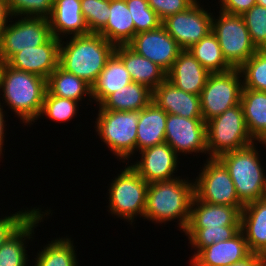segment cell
<instances>
[{
  "label": "cell",
  "mask_w": 266,
  "mask_h": 266,
  "mask_svg": "<svg viewBox=\"0 0 266 266\" xmlns=\"http://www.w3.org/2000/svg\"><path fill=\"white\" fill-rule=\"evenodd\" d=\"M194 196V183L180 177L150 183L143 217L161 224L178 218L180 230L185 231Z\"/></svg>",
  "instance_id": "3"
},
{
  "label": "cell",
  "mask_w": 266,
  "mask_h": 266,
  "mask_svg": "<svg viewBox=\"0 0 266 266\" xmlns=\"http://www.w3.org/2000/svg\"><path fill=\"white\" fill-rule=\"evenodd\" d=\"M1 103H0V156H1V153H2V147H3V141H4V127H5V121H4V112H3V108L1 107Z\"/></svg>",
  "instance_id": "44"
},
{
  "label": "cell",
  "mask_w": 266,
  "mask_h": 266,
  "mask_svg": "<svg viewBox=\"0 0 266 266\" xmlns=\"http://www.w3.org/2000/svg\"><path fill=\"white\" fill-rule=\"evenodd\" d=\"M132 82L123 62L113 53L91 86V98L101 104L110 94Z\"/></svg>",
  "instance_id": "28"
},
{
  "label": "cell",
  "mask_w": 266,
  "mask_h": 266,
  "mask_svg": "<svg viewBox=\"0 0 266 266\" xmlns=\"http://www.w3.org/2000/svg\"><path fill=\"white\" fill-rule=\"evenodd\" d=\"M254 143L247 131L241 103L206 122V145L209 158L243 149Z\"/></svg>",
  "instance_id": "6"
},
{
  "label": "cell",
  "mask_w": 266,
  "mask_h": 266,
  "mask_svg": "<svg viewBox=\"0 0 266 266\" xmlns=\"http://www.w3.org/2000/svg\"><path fill=\"white\" fill-rule=\"evenodd\" d=\"M261 254L252 253L244 260L227 266H260Z\"/></svg>",
  "instance_id": "43"
},
{
  "label": "cell",
  "mask_w": 266,
  "mask_h": 266,
  "mask_svg": "<svg viewBox=\"0 0 266 266\" xmlns=\"http://www.w3.org/2000/svg\"><path fill=\"white\" fill-rule=\"evenodd\" d=\"M135 25V35L162 25L157 13L149 6L148 0H125Z\"/></svg>",
  "instance_id": "35"
},
{
  "label": "cell",
  "mask_w": 266,
  "mask_h": 266,
  "mask_svg": "<svg viewBox=\"0 0 266 266\" xmlns=\"http://www.w3.org/2000/svg\"><path fill=\"white\" fill-rule=\"evenodd\" d=\"M76 100L61 98L50 94L48 91L45 94L40 116L45 114L50 119L56 122H64L72 119L76 115L77 103Z\"/></svg>",
  "instance_id": "37"
},
{
  "label": "cell",
  "mask_w": 266,
  "mask_h": 266,
  "mask_svg": "<svg viewBox=\"0 0 266 266\" xmlns=\"http://www.w3.org/2000/svg\"><path fill=\"white\" fill-rule=\"evenodd\" d=\"M208 159L194 182L195 197L209 204L233 206L242 211L244 205L239 201L227 168L218 158Z\"/></svg>",
  "instance_id": "11"
},
{
  "label": "cell",
  "mask_w": 266,
  "mask_h": 266,
  "mask_svg": "<svg viewBox=\"0 0 266 266\" xmlns=\"http://www.w3.org/2000/svg\"><path fill=\"white\" fill-rule=\"evenodd\" d=\"M47 91L61 98L80 101L83 95L89 94L91 86L79 77L66 72L58 66L47 78Z\"/></svg>",
  "instance_id": "30"
},
{
  "label": "cell",
  "mask_w": 266,
  "mask_h": 266,
  "mask_svg": "<svg viewBox=\"0 0 266 266\" xmlns=\"http://www.w3.org/2000/svg\"><path fill=\"white\" fill-rule=\"evenodd\" d=\"M188 51L210 73H224L233 69L223 56L216 35L211 31Z\"/></svg>",
  "instance_id": "31"
},
{
  "label": "cell",
  "mask_w": 266,
  "mask_h": 266,
  "mask_svg": "<svg viewBox=\"0 0 266 266\" xmlns=\"http://www.w3.org/2000/svg\"><path fill=\"white\" fill-rule=\"evenodd\" d=\"M52 35L61 40V35L81 36L90 34L81 11L80 0H54L48 18Z\"/></svg>",
  "instance_id": "22"
},
{
  "label": "cell",
  "mask_w": 266,
  "mask_h": 266,
  "mask_svg": "<svg viewBox=\"0 0 266 266\" xmlns=\"http://www.w3.org/2000/svg\"><path fill=\"white\" fill-rule=\"evenodd\" d=\"M260 266H266V257L265 256H261Z\"/></svg>",
  "instance_id": "46"
},
{
  "label": "cell",
  "mask_w": 266,
  "mask_h": 266,
  "mask_svg": "<svg viewBox=\"0 0 266 266\" xmlns=\"http://www.w3.org/2000/svg\"><path fill=\"white\" fill-rule=\"evenodd\" d=\"M153 91L147 86L131 82L110 94L99 110L140 111L152 102Z\"/></svg>",
  "instance_id": "29"
},
{
  "label": "cell",
  "mask_w": 266,
  "mask_h": 266,
  "mask_svg": "<svg viewBox=\"0 0 266 266\" xmlns=\"http://www.w3.org/2000/svg\"><path fill=\"white\" fill-rule=\"evenodd\" d=\"M24 17V18H23ZM21 17L2 30L0 61L6 63L15 53L46 43L53 35L47 18Z\"/></svg>",
  "instance_id": "12"
},
{
  "label": "cell",
  "mask_w": 266,
  "mask_h": 266,
  "mask_svg": "<svg viewBox=\"0 0 266 266\" xmlns=\"http://www.w3.org/2000/svg\"><path fill=\"white\" fill-rule=\"evenodd\" d=\"M73 242L59 238L47 244L35 258V266H78Z\"/></svg>",
  "instance_id": "32"
},
{
  "label": "cell",
  "mask_w": 266,
  "mask_h": 266,
  "mask_svg": "<svg viewBox=\"0 0 266 266\" xmlns=\"http://www.w3.org/2000/svg\"><path fill=\"white\" fill-rule=\"evenodd\" d=\"M238 69L243 88L266 92V49L257 50Z\"/></svg>",
  "instance_id": "33"
},
{
  "label": "cell",
  "mask_w": 266,
  "mask_h": 266,
  "mask_svg": "<svg viewBox=\"0 0 266 266\" xmlns=\"http://www.w3.org/2000/svg\"><path fill=\"white\" fill-rule=\"evenodd\" d=\"M240 77L238 68L209 75L200 94L201 113L205 122L241 102L243 84Z\"/></svg>",
  "instance_id": "10"
},
{
  "label": "cell",
  "mask_w": 266,
  "mask_h": 266,
  "mask_svg": "<svg viewBox=\"0 0 266 266\" xmlns=\"http://www.w3.org/2000/svg\"><path fill=\"white\" fill-rule=\"evenodd\" d=\"M114 54L123 62L132 82L152 91L167 79V72L151 60L137 54L128 45L115 46Z\"/></svg>",
  "instance_id": "21"
},
{
  "label": "cell",
  "mask_w": 266,
  "mask_h": 266,
  "mask_svg": "<svg viewBox=\"0 0 266 266\" xmlns=\"http://www.w3.org/2000/svg\"><path fill=\"white\" fill-rule=\"evenodd\" d=\"M258 155L253 143L218 158L227 168L243 205L266 197V175Z\"/></svg>",
  "instance_id": "5"
},
{
  "label": "cell",
  "mask_w": 266,
  "mask_h": 266,
  "mask_svg": "<svg viewBox=\"0 0 266 266\" xmlns=\"http://www.w3.org/2000/svg\"><path fill=\"white\" fill-rule=\"evenodd\" d=\"M1 70H2V62L0 61V75H1Z\"/></svg>",
  "instance_id": "47"
},
{
  "label": "cell",
  "mask_w": 266,
  "mask_h": 266,
  "mask_svg": "<svg viewBox=\"0 0 266 266\" xmlns=\"http://www.w3.org/2000/svg\"><path fill=\"white\" fill-rule=\"evenodd\" d=\"M198 3L195 1L188 9L162 21L167 33L182 50H188L211 32L212 13H208Z\"/></svg>",
  "instance_id": "13"
},
{
  "label": "cell",
  "mask_w": 266,
  "mask_h": 266,
  "mask_svg": "<svg viewBox=\"0 0 266 266\" xmlns=\"http://www.w3.org/2000/svg\"><path fill=\"white\" fill-rule=\"evenodd\" d=\"M148 185L131 166L125 167L110 185L109 211L131 222L137 215L144 216Z\"/></svg>",
  "instance_id": "9"
},
{
  "label": "cell",
  "mask_w": 266,
  "mask_h": 266,
  "mask_svg": "<svg viewBox=\"0 0 266 266\" xmlns=\"http://www.w3.org/2000/svg\"><path fill=\"white\" fill-rule=\"evenodd\" d=\"M219 2H221L220 11L234 15H243L256 4V0H220Z\"/></svg>",
  "instance_id": "41"
},
{
  "label": "cell",
  "mask_w": 266,
  "mask_h": 266,
  "mask_svg": "<svg viewBox=\"0 0 266 266\" xmlns=\"http://www.w3.org/2000/svg\"><path fill=\"white\" fill-rule=\"evenodd\" d=\"M12 16L49 18L54 0H6Z\"/></svg>",
  "instance_id": "38"
},
{
  "label": "cell",
  "mask_w": 266,
  "mask_h": 266,
  "mask_svg": "<svg viewBox=\"0 0 266 266\" xmlns=\"http://www.w3.org/2000/svg\"><path fill=\"white\" fill-rule=\"evenodd\" d=\"M47 212V213H46ZM41 212L39 208L35 213L0 247V266H26L27 265V248L24 244L26 239L32 238L36 224L41 222L48 211ZM42 213V214H41ZM24 238V239H23Z\"/></svg>",
  "instance_id": "25"
},
{
  "label": "cell",
  "mask_w": 266,
  "mask_h": 266,
  "mask_svg": "<svg viewBox=\"0 0 266 266\" xmlns=\"http://www.w3.org/2000/svg\"><path fill=\"white\" fill-rule=\"evenodd\" d=\"M219 19L212 17L211 31L216 35L223 56L233 67L239 68L257 51L242 15L220 11Z\"/></svg>",
  "instance_id": "8"
},
{
  "label": "cell",
  "mask_w": 266,
  "mask_h": 266,
  "mask_svg": "<svg viewBox=\"0 0 266 266\" xmlns=\"http://www.w3.org/2000/svg\"><path fill=\"white\" fill-rule=\"evenodd\" d=\"M128 46L168 72L182 49L163 25L137 33Z\"/></svg>",
  "instance_id": "15"
},
{
  "label": "cell",
  "mask_w": 266,
  "mask_h": 266,
  "mask_svg": "<svg viewBox=\"0 0 266 266\" xmlns=\"http://www.w3.org/2000/svg\"><path fill=\"white\" fill-rule=\"evenodd\" d=\"M5 103L20 117L23 123L30 124L40 118L42 105L47 92V80L2 63L0 89Z\"/></svg>",
  "instance_id": "4"
},
{
  "label": "cell",
  "mask_w": 266,
  "mask_h": 266,
  "mask_svg": "<svg viewBox=\"0 0 266 266\" xmlns=\"http://www.w3.org/2000/svg\"><path fill=\"white\" fill-rule=\"evenodd\" d=\"M81 11L90 33L98 34L108 22L110 0H80Z\"/></svg>",
  "instance_id": "34"
},
{
  "label": "cell",
  "mask_w": 266,
  "mask_h": 266,
  "mask_svg": "<svg viewBox=\"0 0 266 266\" xmlns=\"http://www.w3.org/2000/svg\"><path fill=\"white\" fill-rule=\"evenodd\" d=\"M141 161L131 167L148 183L175 179L178 154L166 143L141 150Z\"/></svg>",
  "instance_id": "17"
},
{
  "label": "cell",
  "mask_w": 266,
  "mask_h": 266,
  "mask_svg": "<svg viewBox=\"0 0 266 266\" xmlns=\"http://www.w3.org/2000/svg\"><path fill=\"white\" fill-rule=\"evenodd\" d=\"M11 13L8 9V4L6 0H0V35L2 30L8 25V18Z\"/></svg>",
  "instance_id": "42"
},
{
  "label": "cell",
  "mask_w": 266,
  "mask_h": 266,
  "mask_svg": "<svg viewBox=\"0 0 266 266\" xmlns=\"http://www.w3.org/2000/svg\"><path fill=\"white\" fill-rule=\"evenodd\" d=\"M31 210L18 211L16 214L6 216L0 219V247L10 238L36 211Z\"/></svg>",
  "instance_id": "39"
},
{
  "label": "cell",
  "mask_w": 266,
  "mask_h": 266,
  "mask_svg": "<svg viewBox=\"0 0 266 266\" xmlns=\"http://www.w3.org/2000/svg\"><path fill=\"white\" fill-rule=\"evenodd\" d=\"M210 74L188 50H182L167 72V80L187 93L200 96Z\"/></svg>",
  "instance_id": "20"
},
{
  "label": "cell",
  "mask_w": 266,
  "mask_h": 266,
  "mask_svg": "<svg viewBox=\"0 0 266 266\" xmlns=\"http://www.w3.org/2000/svg\"><path fill=\"white\" fill-rule=\"evenodd\" d=\"M245 235L240 231L230 240L213 243L194 253L191 266H227L250 256Z\"/></svg>",
  "instance_id": "18"
},
{
  "label": "cell",
  "mask_w": 266,
  "mask_h": 266,
  "mask_svg": "<svg viewBox=\"0 0 266 266\" xmlns=\"http://www.w3.org/2000/svg\"><path fill=\"white\" fill-rule=\"evenodd\" d=\"M241 231L252 253L262 255L266 251V197L244 205Z\"/></svg>",
  "instance_id": "23"
},
{
  "label": "cell",
  "mask_w": 266,
  "mask_h": 266,
  "mask_svg": "<svg viewBox=\"0 0 266 266\" xmlns=\"http://www.w3.org/2000/svg\"><path fill=\"white\" fill-rule=\"evenodd\" d=\"M97 133L119 159L128 160L136 151L139 111L99 110Z\"/></svg>",
  "instance_id": "7"
},
{
  "label": "cell",
  "mask_w": 266,
  "mask_h": 266,
  "mask_svg": "<svg viewBox=\"0 0 266 266\" xmlns=\"http://www.w3.org/2000/svg\"><path fill=\"white\" fill-rule=\"evenodd\" d=\"M240 103L249 135L266 146V92L243 88Z\"/></svg>",
  "instance_id": "26"
},
{
  "label": "cell",
  "mask_w": 266,
  "mask_h": 266,
  "mask_svg": "<svg viewBox=\"0 0 266 266\" xmlns=\"http://www.w3.org/2000/svg\"><path fill=\"white\" fill-rule=\"evenodd\" d=\"M165 142L176 153L187 154L197 151V153L206 154V122L203 118L188 119L179 115L168 114Z\"/></svg>",
  "instance_id": "14"
},
{
  "label": "cell",
  "mask_w": 266,
  "mask_h": 266,
  "mask_svg": "<svg viewBox=\"0 0 266 266\" xmlns=\"http://www.w3.org/2000/svg\"><path fill=\"white\" fill-rule=\"evenodd\" d=\"M152 101L167 114L188 119L203 118L200 96L175 87L167 79L153 90Z\"/></svg>",
  "instance_id": "19"
},
{
  "label": "cell",
  "mask_w": 266,
  "mask_h": 266,
  "mask_svg": "<svg viewBox=\"0 0 266 266\" xmlns=\"http://www.w3.org/2000/svg\"><path fill=\"white\" fill-rule=\"evenodd\" d=\"M242 18L256 49H266V7L256 3Z\"/></svg>",
  "instance_id": "36"
},
{
  "label": "cell",
  "mask_w": 266,
  "mask_h": 266,
  "mask_svg": "<svg viewBox=\"0 0 266 266\" xmlns=\"http://www.w3.org/2000/svg\"><path fill=\"white\" fill-rule=\"evenodd\" d=\"M70 37L66 45L60 43L59 66L92 86L115 46L96 33Z\"/></svg>",
  "instance_id": "2"
},
{
  "label": "cell",
  "mask_w": 266,
  "mask_h": 266,
  "mask_svg": "<svg viewBox=\"0 0 266 266\" xmlns=\"http://www.w3.org/2000/svg\"><path fill=\"white\" fill-rule=\"evenodd\" d=\"M240 231L241 211L237 207L209 204L194 196L184 232L197 253L213 243L232 239Z\"/></svg>",
  "instance_id": "1"
},
{
  "label": "cell",
  "mask_w": 266,
  "mask_h": 266,
  "mask_svg": "<svg viewBox=\"0 0 266 266\" xmlns=\"http://www.w3.org/2000/svg\"><path fill=\"white\" fill-rule=\"evenodd\" d=\"M114 46L128 45L135 36V25L125 0H110V16L98 33Z\"/></svg>",
  "instance_id": "27"
},
{
  "label": "cell",
  "mask_w": 266,
  "mask_h": 266,
  "mask_svg": "<svg viewBox=\"0 0 266 266\" xmlns=\"http://www.w3.org/2000/svg\"><path fill=\"white\" fill-rule=\"evenodd\" d=\"M62 39L52 36L46 43L15 53L6 63L15 69L38 75L47 80L59 66Z\"/></svg>",
  "instance_id": "16"
},
{
  "label": "cell",
  "mask_w": 266,
  "mask_h": 266,
  "mask_svg": "<svg viewBox=\"0 0 266 266\" xmlns=\"http://www.w3.org/2000/svg\"><path fill=\"white\" fill-rule=\"evenodd\" d=\"M256 3L261 5V6L266 7V0H256Z\"/></svg>",
  "instance_id": "45"
},
{
  "label": "cell",
  "mask_w": 266,
  "mask_h": 266,
  "mask_svg": "<svg viewBox=\"0 0 266 266\" xmlns=\"http://www.w3.org/2000/svg\"><path fill=\"white\" fill-rule=\"evenodd\" d=\"M196 0H148L161 21L188 9Z\"/></svg>",
  "instance_id": "40"
},
{
  "label": "cell",
  "mask_w": 266,
  "mask_h": 266,
  "mask_svg": "<svg viewBox=\"0 0 266 266\" xmlns=\"http://www.w3.org/2000/svg\"><path fill=\"white\" fill-rule=\"evenodd\" d=\"M168 114L153 101L139 111L136 149L145 148L165 142V128Z\"/></svg>",
  "instance_id": "24"
}]
</instances>
